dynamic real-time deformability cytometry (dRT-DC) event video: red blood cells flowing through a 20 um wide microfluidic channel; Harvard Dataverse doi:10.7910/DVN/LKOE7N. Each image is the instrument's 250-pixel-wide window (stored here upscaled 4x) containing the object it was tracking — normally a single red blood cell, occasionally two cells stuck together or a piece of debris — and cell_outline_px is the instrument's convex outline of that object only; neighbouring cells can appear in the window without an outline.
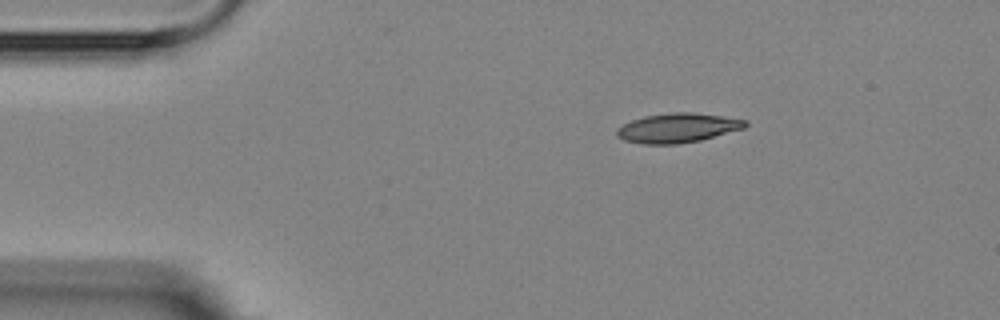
{"species": "Egyptian fruit bat (a non-hibernating species)", "species_latin": "Rousettus aegyptiacus", "temperature_condition": "room temperature", "stored_images_in_passage": 3, "camera_frame_rate_fps": 3000, "um_per_image_px": 0.085, "animal": {"sex": "female"}, "frame": {"image": 1, "passage_image": 1, "time_ms": 0.0, "image_size_px": [1000, 320], "cell_outline_px": [[748, 124], [744, 128], [700, 140], [676, 144], [644, 144], [624, 140], [616, 136], [616, 128], [632, 120], [644, 116], [672, 112], [692, 112], [748, 120]], "centroid_in_image_um": [57.58, 10.87], "position_along_channel_um": 27.4, "area_um2": 21.91}}